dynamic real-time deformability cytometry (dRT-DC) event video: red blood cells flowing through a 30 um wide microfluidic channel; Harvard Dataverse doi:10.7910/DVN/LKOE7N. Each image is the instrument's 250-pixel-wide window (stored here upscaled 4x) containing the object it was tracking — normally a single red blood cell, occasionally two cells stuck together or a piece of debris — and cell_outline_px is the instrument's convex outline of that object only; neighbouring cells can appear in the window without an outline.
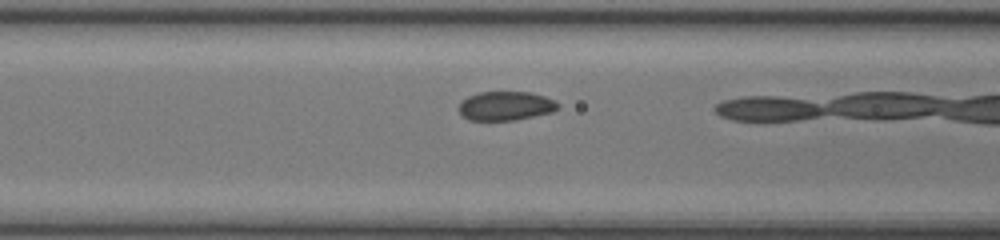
{"species": "common noctule bat (a hibernating species)", "species_latin": "Nyctalus noctula", "temperature_condition": "room temperature", "stored_images_in_passage": 13, "camera_frame_rate_fps": 3000, "um_per_image_px": 0.085, "animal": {"sex": "female", "body_mass_g": 17.0, "forearm_length_mm": 48.0}, "frame": {"image": 1, "passage_image": 11, "time_ms": 3.333, "image_size_px": [1000, 240], "cell_outline_px": [[560, 108], [552, 112], [516, 120], [468, 120], [460, 112], [460, 100], [468, 96], [480, 92], [532, 92], [544, 96], [560, 104]], "centroid_in_image_um": [43.0, 9.0], "position_along_channel_um": 123.6, "area_um2": 16.76}}